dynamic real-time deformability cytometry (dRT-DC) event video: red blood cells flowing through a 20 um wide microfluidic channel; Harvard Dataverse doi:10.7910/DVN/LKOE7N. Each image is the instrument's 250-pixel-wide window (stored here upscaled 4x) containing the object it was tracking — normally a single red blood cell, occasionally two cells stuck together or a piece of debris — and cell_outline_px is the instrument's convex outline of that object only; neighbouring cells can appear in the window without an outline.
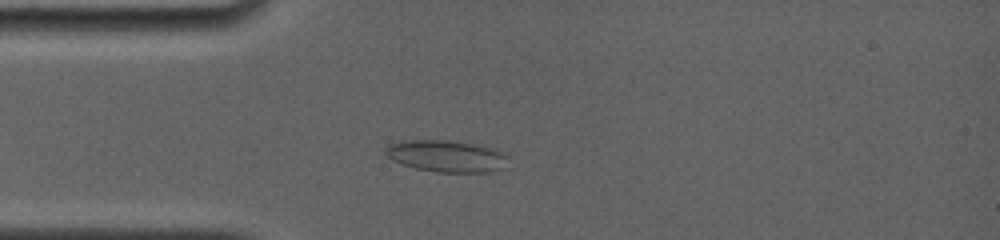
{"species": "common noctule bat (a hibernating species)", "species_latin": "Nyctalus noctula", "temperature_condition": "room temperature", "stored_images_in_passage": 46, "camera_frame_rate_fps": 4000, "um_per_image_px": 0.085, "animal": {"sex": "female", "body_mass_g": 19.0, "forearm_length_mm": 56.7}, "frame": {"image": 1, "passage_image": 9, "time_ms": 3.25, "image_size_px": [1000, 240], "cell_outline_px": [[508, 156], [500, 168], [488, 172], [436, 172], [416, 168], [392, 160], [384, 152], [384, 148], [388, 144], [404, 140], [448, 140], [496, 148]], "centroid_in_image_um": [37.89, 13.25], "position_along_channel_um": 47.1, "area_um2": 22.48}}
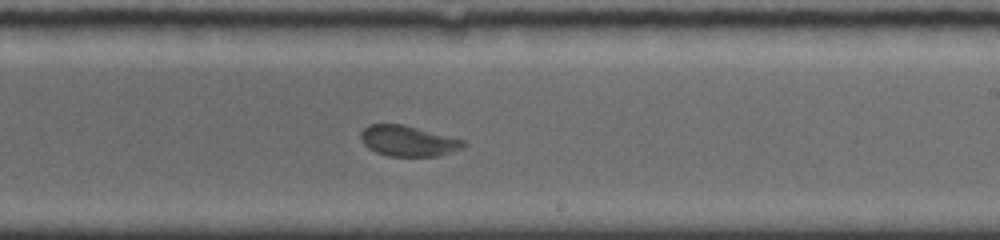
{"frame": {"image": 2, "passage_image": 32, "time_ms": 9.0, "image_size_px": [1000, 240], "cell_outline_px": [[468, 144], [460, 148], [440, 156], [388, 156], [376, 152], [368, 148], [364, 144], [360, 136], [360, 132], [368, 124], [404, 124], [464, 140]], "centroid_in_image_um": [34.67, 11.97], "position_along_channel_um": 254.3, "area_um2": 18.32}}
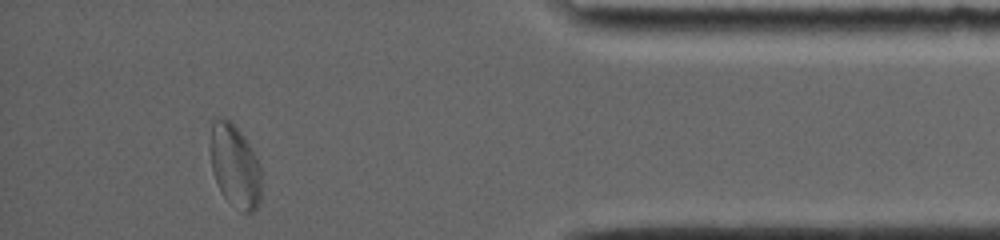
{"frame": {"image": 3, "passage_image": 46, "time_ms": 14.0, "image_size_px": [1000, 240], "cell_outline_px": [[260, 200], [256, 208], [252, 212], [244, 212], [232, 204], [220, 192], [212, 168], [208, 144], [212, 124], [220, 116], [224, 116], [232, 120], [244, 136], [252, 148], [260, 164]], "centroid_in_image_um": [19.94, 14.03], "position_along_channel_um": 415.3, "area_um2": 25.03}, "authors_computed_cell_mechanics": {"area_um2": 19.1318, "velocity_mm_per_s": 3.7631, "shape_relaxation_time_tau1_ms": 6.2431, "shape_relaxation_time_tau2_ms": 1.8338, "deformation_change_tau1": 0.1082, "deformation_change_tau2": 0.0691}}